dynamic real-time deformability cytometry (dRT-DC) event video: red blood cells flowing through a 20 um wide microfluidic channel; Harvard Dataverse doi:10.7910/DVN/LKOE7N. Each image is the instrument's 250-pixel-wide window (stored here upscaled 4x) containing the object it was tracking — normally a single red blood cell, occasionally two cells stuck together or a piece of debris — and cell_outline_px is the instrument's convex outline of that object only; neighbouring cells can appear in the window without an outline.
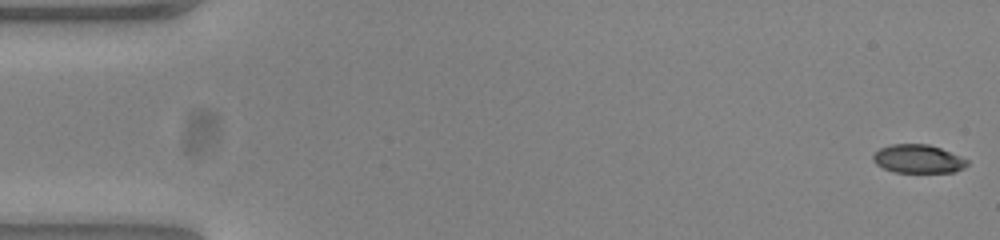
{"species": "common noctule bat (a hibernating species)", "species_latin": "Nyctalus noctula", "temperature_condition": "warm", "stored_images_in_passage": 53, "camera_frame_rate_fps": 3000, "um_per_image_px": 0.085, "animal": {"sex": "female", "body_mass_g": 23.0, "forearm_length_mm": 53.4}, "frame": {"image": 1, "passage_image": 1, "time_ms": 0.0, "image_size_px": [1000, 240], "cell_outline_px": [[968, 164], [964, 168], [952, 172], [896, 172], [884, 168], [876, 164], [872, 160], [872, 156], [880, 148], [892, 144], [928, 144], [940, 148], [968, 160]], "centroid_in_image_um": [78.02, 13.5], "position_along_channel_um": 7.0, "area_um2": 15.43}}
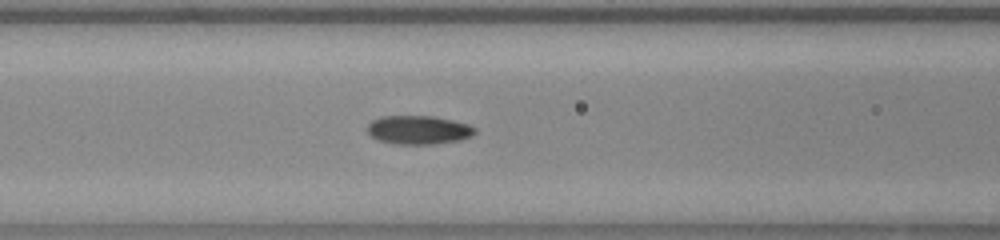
{"frame": {"image": 2, "passage_image": 22, "time_ms": 7.0, "image_size_px": [1000, 240], "cell_outline_px": [[476, 132], [472, 136], [460, 140], [436, 144], [396, 144], [380, 140], [372, 136], [368, 132], [368, 124], [372, 120], [380, 116], [436, 116], [468, 124], [476, 128]], "centroid_in_image_um": [35.6, 11.04], "position_along_channel_um": 131.0, "area_um2": 18.03}}
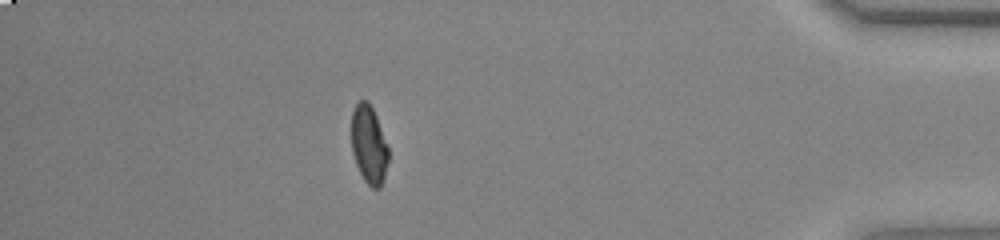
{"frame": {"image": 3, "passage_image": 47, "time_ms": 15.333, "image_size_px": [1000, 240], "cell_outline_px": [[388, 160], [384, 176], [380, 188], [372, 188], [364, 180], [356, 164], [352, 152], [352, 112], [356, 104], [360, 100], [368, 100], [376, 116], [388, 148]], "centroid_in_image_um": [31.35, 12.29], "position_along_channel_um": 403.9, "area_um2": 16.59}, "authors_computed_cell_mechanics": {"area_um2": 17.5134, "velocity_mm_per_s": 3.8626, "shape_relaxation_time_tau1_ms": 5.453, "shape_relaxation_time_tau2_ms": 1.6642, "deformation_change_tau1": 0.195, "deformation_change_tau2": 0.054}}